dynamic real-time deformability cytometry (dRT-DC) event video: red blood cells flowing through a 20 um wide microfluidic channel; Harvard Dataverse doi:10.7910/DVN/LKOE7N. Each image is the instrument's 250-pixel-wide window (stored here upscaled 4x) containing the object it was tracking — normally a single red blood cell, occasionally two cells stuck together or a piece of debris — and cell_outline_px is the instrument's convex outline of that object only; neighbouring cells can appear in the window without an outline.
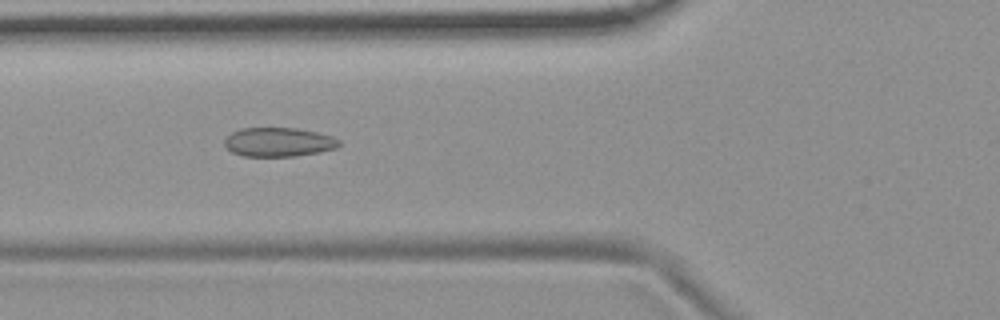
{"species": "common noctule bat (a hibernating species)", "species_latin": "Nyctalus noctula", "temperature_condition": "room temperature", "stored_images_in_passage": 54, "camera_frame_rate_fps": 3000, "um_per_image_px": 0.085, "animal": {"sex": "female", "body_mass_g": 19.9}, "frame": {"image": 1, "passage_image": 20, "time_ms": 6.333, "image_size_px": [1000, 320], "cell_outline_px": [[340, 144], [336, 148], [320, 152], [296, 156], [244, 156], [232, 152], [224, 144], [224, 140], [232, 132], [240, 128], [296, 128], [316, 132], [332, 136], [340, 140]], "centroid_in_image_um": [23.69, 12.07], "position_along_channel_um": 102.1, "area_um2": 19.36}}
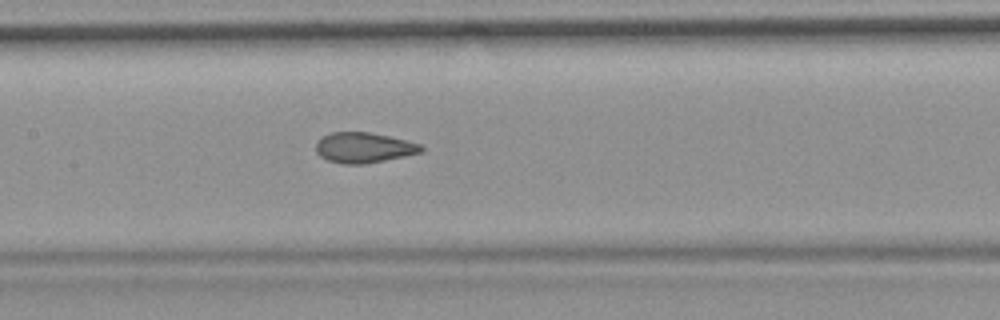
{"frame": {"image": 2, "passage_image": 26, "time_ms": 8.333, "image_size_px": [1000, 320], "cell_outline_px": [[424, 152], [364, 164], [344, 164], [328, 160], [320, 156], [316, 152], [316, 144], [324, 136], [332, 132], [368, 132], [388, 136], [420, 144], [424, 148]], "centroid_in_image_um": [30.93, 12.55], "position_along_channel_um": 176.5, "area_um2": 18.38}}
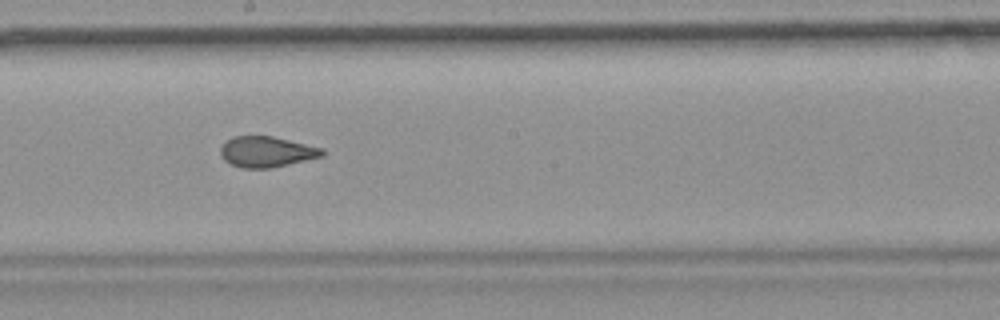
{"frame": {"image": 3, "passage_image": 30, "time_ms": 9.667, "image_size_px": [1000, 320], "cell_outline_px": [[324, 156], [272, 168], [240, 168], [224, 160], [220, 156], [220, 148], [232, 136], [272, 136], [324, 148]], "centroid_in_image_um": [22.67, 12.91], "position_along_channel_um": 225.5, "area_um2": 18.26}, "authors_computed_cell_mechanics": {"area_um2": 19.363, "velocity_mm_per_s": 3.703, "shape_relaxation_time_tau1_ms": null, "shape_relaxation_time_tau2_ms": 1.3093, "deformation_change_tau1": null, "deformation_change_tau2": 0.0624}}